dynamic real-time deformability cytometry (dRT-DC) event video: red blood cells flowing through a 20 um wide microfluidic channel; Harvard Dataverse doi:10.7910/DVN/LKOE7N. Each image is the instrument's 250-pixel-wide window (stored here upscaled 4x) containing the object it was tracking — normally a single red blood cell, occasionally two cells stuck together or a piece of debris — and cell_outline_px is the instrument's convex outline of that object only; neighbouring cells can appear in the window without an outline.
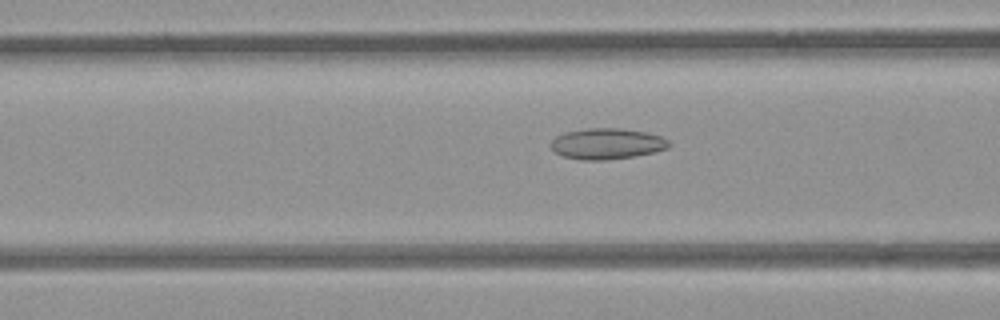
{"species": "common noctule bat (a hibernating species)", "species_latin": "Nyctalus noctula", "temperature_condition": "room temperature", "stored_images_in_passage": 41, "camera_frame_rate_fps": 3000, "um_per_image_px": 0.085, "animal": {"sex": "female", "body_mass_g": 21.9}, "frame": {"image": 1, "passage_image": 8, "time_ms": 2.333, "image_size_px": [1000, 320], "cell_outline_px": [[668, 148], [652, 152], [632, 156], [604, 160], [580, 160], [564, 156], [556, 152], [552, 148], [552, 140], [556, 136], [564, 132], [588, 128], [616, 128], [648, 132], [660, 136], [668, 140]], "centroid_in_image_um": [51.57, 12.21], "position_along_channel_um": 115.0, "area_um2": 20.98}}
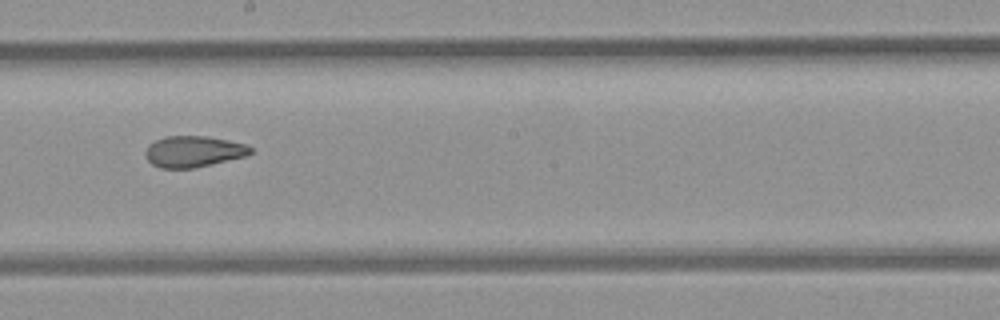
{"frame": {"image": 2, "passage_image": 17, "time_ms": 5.333, "image_size_px": [1000, 320], "cell_outline_px": [[252, 152], [244, 156], [212, 164], [192, 168], [160, 168], [152, 164], [144, 156], [144, 152], [148, 144], [164, 136], [208, 136], [228, 140], [244, 144], [252, 148]], "centroid_in_image_um": [16.39, 12.87], "position_along_channel_um": 231.8, "area_um2": 19.07}}
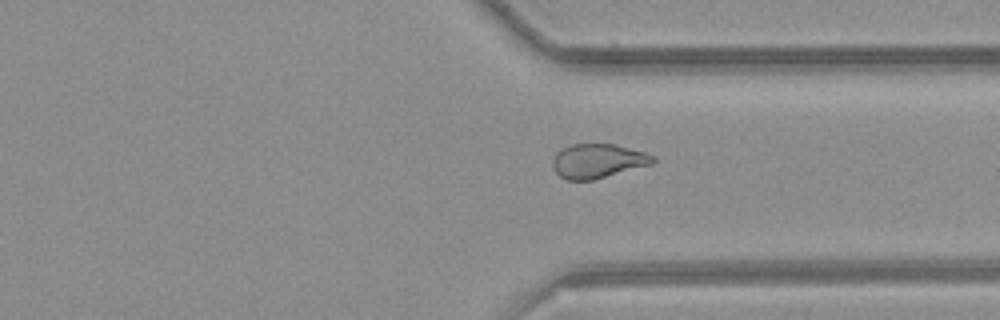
{"frame": {"image": 3, "passage_image": 27, "time_ms": 8.667, "image_size_px": [1000, 320], "cell_outline_px": [[656, 160], [652, 164], [592, 180], [568, 180], [560, 176], [556, 172], [552, 164], [552, 160], [556, 152], [572, 144], [616, 144], [644, 152], [656, 156]], "centroid_in_image_um": [50.82, 13.67], "position_along_channel_um": 360.6, "area_um2": 19.94}, "authors_computed_cell_mechanics": {"area_um2": 20.808, "velocity_mm_per_s": 3.8744, "shape_relaxation_time_tau1_ms": null, "shape_relaxation_time_tau2_ms": 2.5054, "deformation_change_tau1": null, "deformation_change_tau2": 0.0941}}